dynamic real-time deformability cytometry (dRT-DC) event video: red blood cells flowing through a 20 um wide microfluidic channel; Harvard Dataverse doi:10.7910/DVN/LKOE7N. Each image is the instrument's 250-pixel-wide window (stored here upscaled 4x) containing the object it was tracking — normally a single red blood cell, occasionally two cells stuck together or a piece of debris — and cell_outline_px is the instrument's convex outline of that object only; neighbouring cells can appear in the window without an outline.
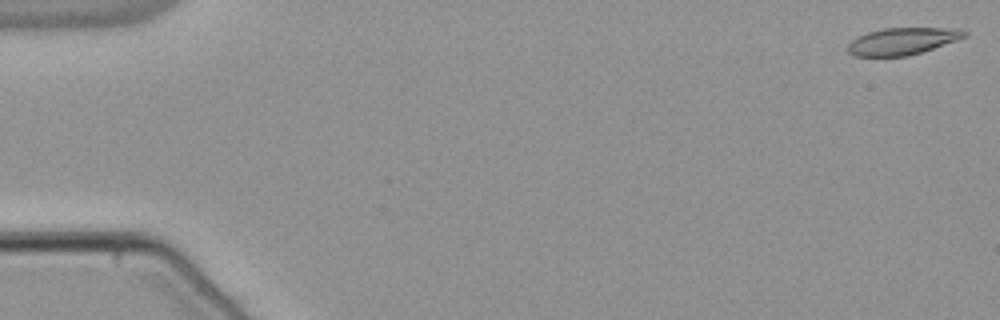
{"species": "common noctule bat (a hibernating species)", "species_latin": "Nyctalus noctula", "temperature_condition": "warm", "stored_images_in_passage": 8, "camera_frame_rate_fps": 3000, "um_per_image_px": 0.085, "animal": {"sex": "male", "body_mass_g": 21.5, "forearm_length_mm": 52.0}, "frame": {"image": 1, "passage_image": 1, "time_ms": 0.0, "image_size_px": [1000, 320], "cell_outline_px": [[968, 36], [908, 56], [856, 56], [848, 52], [848, 44], [852, 40], [868, 32], [884, 28], [956, 28], [968, 32]], "centroid_in_image_um": [76.71, 3.49], "position_along_channel_um": 8.3, "area_um2": 18.09}}